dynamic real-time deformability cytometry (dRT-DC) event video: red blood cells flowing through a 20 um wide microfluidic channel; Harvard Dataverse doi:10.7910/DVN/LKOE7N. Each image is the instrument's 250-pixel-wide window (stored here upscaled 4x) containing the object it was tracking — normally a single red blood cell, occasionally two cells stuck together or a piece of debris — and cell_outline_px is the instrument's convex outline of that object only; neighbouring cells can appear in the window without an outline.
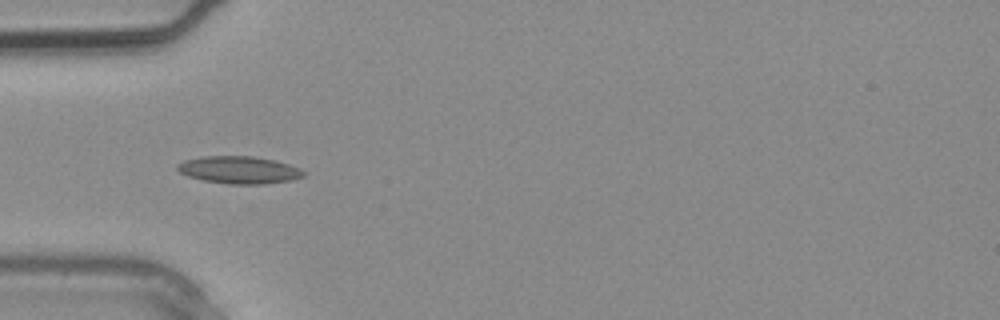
{"species": "common noctule bat (a hibernating species)", "species_latin": "Nyctalus noctula", "temperature_condition": "warm", "stored_images_in_passage": 2, "camera_frame_rate_fps": 3000, "um_per_image_px": 0.085, "animal": {"sex": "male", "body_mass_g": 20.4}, "frame": {"image": 1, "passage_image": 2, "time_ms": 0.333, "image_size_px": [1000, 320], "cell_outline_px": [[308, 172], [304, 176], [292, 180], [264, 184], [228, 184], [204, 180], [188, 176], [180, 172], [176, 168], [176, 164], [184, 160], [200, 156], [252, 156], [272, 160], [288, 164], [300, 168]], "centroid_in_image_um": [20.33, 14.44], "position_along_channel_um": 64.7, "area_um2": 20.23}}